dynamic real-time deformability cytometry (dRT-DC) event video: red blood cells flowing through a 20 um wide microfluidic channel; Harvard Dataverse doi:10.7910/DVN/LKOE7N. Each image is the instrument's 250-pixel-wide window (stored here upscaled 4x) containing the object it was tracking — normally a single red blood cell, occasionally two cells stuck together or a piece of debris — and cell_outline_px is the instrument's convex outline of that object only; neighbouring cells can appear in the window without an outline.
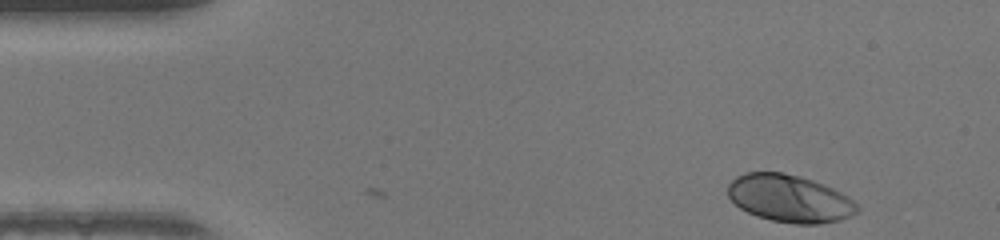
{"species": "human", "species_latin": "Homo sapiens", "temperature_condition": "warm", "stored_images_in_passage": 44, "camera_frame_rate_fps": 3000, "um_per_image_px": 0.085, "donor": {"sex": "female"}, "frame": {"image": 1, "passage_image": 1, "time_ms": 0.0, "image_size_px": [1000, 240], "cell_outline_px": [[860, 212], [852, 216], [840, 220], [820, 224], [796, 224], [772, 220], [756, 216], [740, 208], [728, 196], [728, 184], [736, 176], [744, 172], [784, 172], [800, 176], [824, 184], [848, 196], [860, 208]], "centroid_in_image_um": [67.13, 16.87], "position_along_channel_um": 17.9, "area_um2": 35.95}}
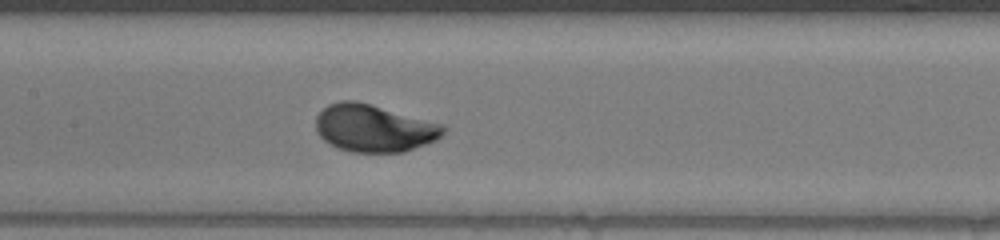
{"frame": {"image": 2, "passage_image": 19, "time_ms": 6.0, "image_size_px": [1000, 240], "cell_outline_px": [[444, 132], [436, 140], [404, 152], [352, 152], [340, 148], [324, 140], [316, 132], [316, 116], [328, 104], [340, 100], [356, 100], [444, 124]], "centroid_in_image_um": [31.78, 10.88], "position_along_channel_um": 175.6, "area_um2": 35.08}}
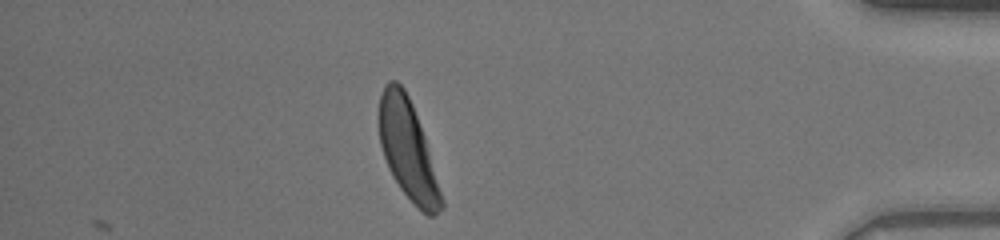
{"frame": {"image": 3, "passage_image": 38, "time_ms": 12.333, "image_size_px": [1000, 240], "cell_outline_px": [[444, 208], [432, 216], [428, 216], [400, 188], [392, 176], [388, 168], [380, 144], [376, 116], [380, 96], [384, 84], [388, 80], [396, 80], [404, 88], [412, 104], [424, 136], [444, 200]], "centroid_in_image_um": [34.62, 12.67], "position_along_channel_um": 400.6, "area_um2": 36.01}, "authors_computed_cell_mechanics": {"area_um2": 35.0846, "velocity_mm_per_s": 4.2627, "shape_relaxation_time_tau1_ms": 1.7097, "shape_relaxation_time_tau2_ms": null, "deformation_change_tau1": 0.1583, "deformation_change_tau2": null}}